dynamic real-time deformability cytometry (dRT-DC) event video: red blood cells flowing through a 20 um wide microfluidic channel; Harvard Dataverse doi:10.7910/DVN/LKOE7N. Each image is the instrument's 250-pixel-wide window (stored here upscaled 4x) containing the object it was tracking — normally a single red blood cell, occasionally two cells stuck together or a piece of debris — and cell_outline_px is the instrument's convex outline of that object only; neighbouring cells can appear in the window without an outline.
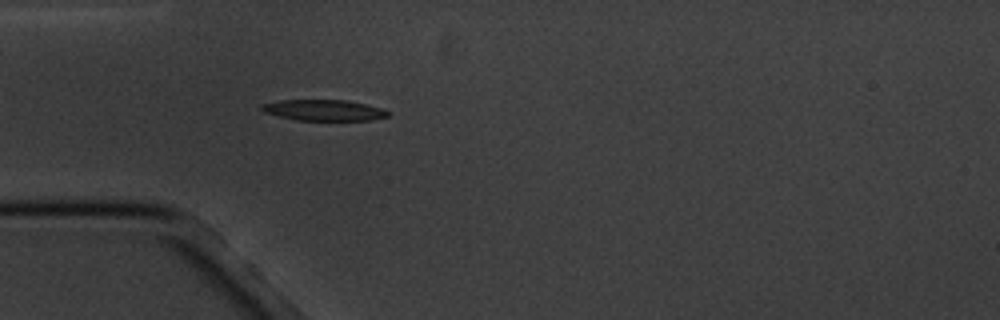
{"species": "common noctule bat (a hibernating species)", "species_latin": "Nyctalus noctula", "temperature_condition": "cold", "stored_images_in_passage": 5, "camera_frame_rate_fps": 3000, "um_per_image_px": 0.085, "animal": {"sex": "male", "body_mass_g": 20.1, "forearm_length_mm": 53.5}, "frame": {"image": 1, "passage_image": 5, "time_ms": 4.333, "image_size_px": [1000, 320], "cell_outline_px": [[392, 112], [388, 116], [372, 120], [296, 120], [264, 112], [260, 108], [260, 104], [276, 100], [344, 100], [384, 108]], "centroid_in_image_um": [27.54, 9.36], "position_along_channel_um": 57.5, "area_um2": 15.49}}